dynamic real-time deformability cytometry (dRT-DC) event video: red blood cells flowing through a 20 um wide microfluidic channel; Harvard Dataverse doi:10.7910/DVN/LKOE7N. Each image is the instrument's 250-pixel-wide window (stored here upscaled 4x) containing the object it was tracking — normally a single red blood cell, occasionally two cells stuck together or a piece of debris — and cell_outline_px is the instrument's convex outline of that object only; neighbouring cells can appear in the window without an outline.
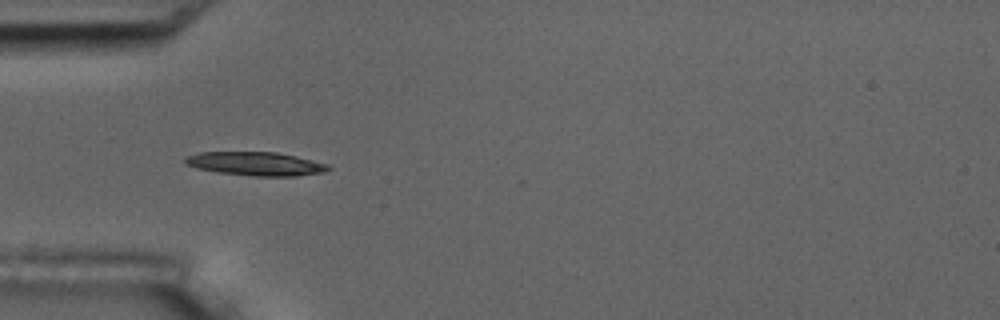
{"species": "common noctule bat (a hibernating species)", "species_latin": "Nyctalus noctula", "temperature_condition": "room temperature", "stored_images_in_passage": 11, "camera_frame_rate_fps": 3000, "um_per_image_px": 0.085, "animal": {"sex": "male", "body_mass_g": 17.5, "forearm_length_mm": 52.3}, "frame": {"image": 1, "passage_image": 5, "time_ms": 5.333, "image_size_px": [1000, 320], "cell_outline_px": [[332, 168], [324, 172], [296, 176], [256, 176], [216, 172], [196, 168], [184, 164], [184, 156], [200, 152], [276, 152], [312, 160], [328, 164]], "centroid_in_image_um": [21.69, 13.92], "position_along_channel_um": 63.3, "area_um2": 19.77}}
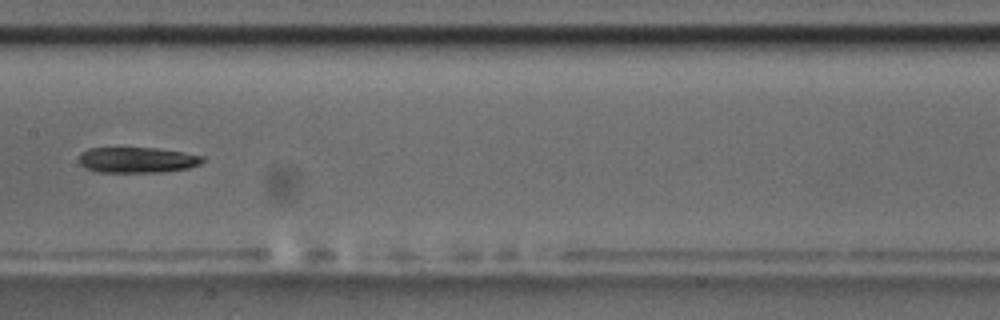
{"frame": {"image": 2, "passage_image": 8, "time_ms": 9.0, "image_size_px": [1000, 320], "cell_outline_px": [[204, 160], [200, 164], [188, 168], [160, 172], [96, 172], [84, 168], [80, 164], [80, 152], [88, 148], [156, 148], [184, 152], [204, 156]], "centroid_in_image_um": [11.65, 13.6], "position_along_channel_um": 195.8, "area_um2": 18.55}}